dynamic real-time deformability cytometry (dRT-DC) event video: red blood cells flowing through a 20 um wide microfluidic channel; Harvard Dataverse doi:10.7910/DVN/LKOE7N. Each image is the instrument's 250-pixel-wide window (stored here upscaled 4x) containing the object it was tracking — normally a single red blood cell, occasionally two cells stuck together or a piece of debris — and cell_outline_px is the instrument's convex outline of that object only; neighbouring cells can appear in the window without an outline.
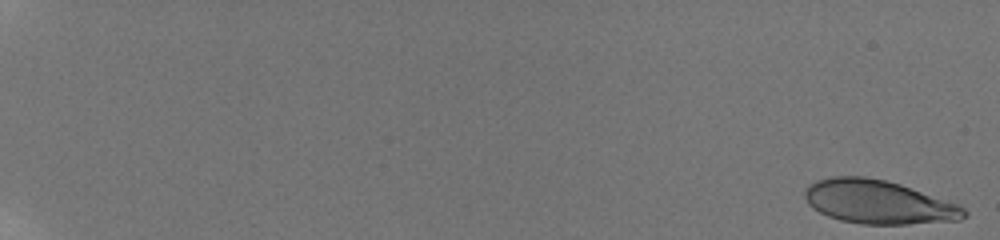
{"species": "human", "species_latin": "Homo sapiens", "temperature_condition": "room temperature", "stored_images_in_passage": 26, "camera_frame_rate_fps": 3000, "um_per_image_px": 0.085, "donor": {"sex": "male"}, "frame": {"image": 1, "passage_image": 1, "time_ms": 0.0, "image_size_px": [1000, 240], "cell_outline_px": [[968, 216], [960, 220], [908, 224], [860, 224], [840, 220], [828, 216], [812, 208], [808, 204], [804, 196], [804, 188], [808, 184], [816, 180], [832, 176], [864, 176], [884, 180], [900, 184], [956, 204], [964, 208], [968, 212]], "centroid_in_image_um": [74.61, 17.17], "position_along_channel_um": 10.4, "area_um2": 40.52}}
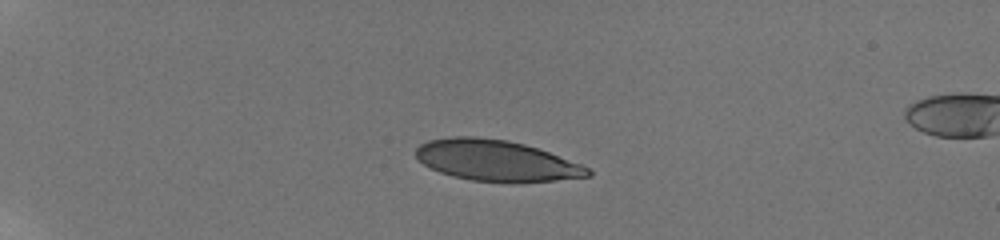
{"frame": {"image": 2, "passage_image": 12, "time_ms": 5.333, "image_size_px": [1000, 240], "cell_outline_px": [[592, 176], [556, 180], [472, 180], [452, 176], [440, 172], [424, 164], [416, 156], [416, 148], [420, 144], [428, 140], [456, 136], [476, 136], [508, 140], [524, 144], [548, 152], [580, 164], [588, 168], [592, 172]], "centroid_in_image_um": [42.14, 13.61], "position_along_channel_um": 42.9, "area_um2": 40.0}}
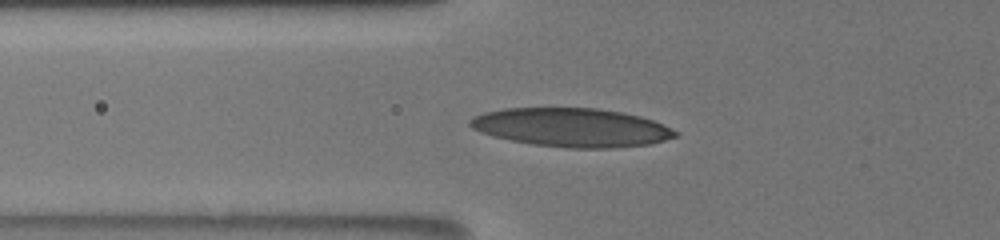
{"frame": {"image": 3, "passage_image": 23, "time_ms": 8.0, "image_size_px": [1000, 240], "cell_outline_px": [[680, 136], [648, 144], [612, 148], [568, 148], [532, 144], [512, 140], [480, 132], [472, 128], [468, 124], [468, 120], [472, 116], [484, 112], [504, 108], [596, 108], [620, 112], [640, 116], [652, 120], [680, 132]], "centroid_in_image_um": [48.58, 10.83], "position_along_channel_um": 77.2, "area_um2": 46.24}}